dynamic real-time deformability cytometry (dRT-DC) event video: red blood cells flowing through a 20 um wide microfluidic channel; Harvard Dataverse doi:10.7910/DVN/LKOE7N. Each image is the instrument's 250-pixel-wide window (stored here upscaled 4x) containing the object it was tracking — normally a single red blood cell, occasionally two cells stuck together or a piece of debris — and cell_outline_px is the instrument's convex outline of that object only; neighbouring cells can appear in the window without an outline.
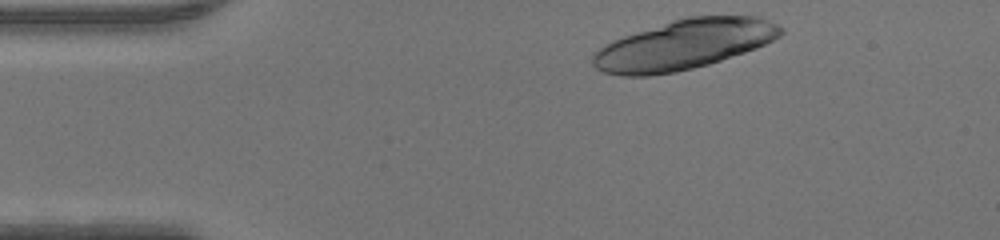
{"species": "human", "species_latin": "Homo sapiens", "temperature_condition": "warm", "stored_images_in_passage": 28, "segment_of_instrument_passage": [1, 2], "camera_frame_rate_fps": 3000, "um_per_image_px": 0.085, "donor": {"sex": "male"}, "frame": {"image": 1, "passage_image": 1, "time_ms": 0.0, "image_size_px": [1000, 240], "cell_outline_px": [[784, 32], [780, 36], [756, 48], [708, 64], [676, 72], [648, 76], [620, 76], [604, 72], [596, 68], [592, 64], [592, 52], [612, 40], [672, 20], [688, 16], [756, 16], [768, 20], [784, 28]], "centroid_in_image_um": [58.1, 3.8], "position_along_channel_um": 26.9, "area_um2": 54.33}}